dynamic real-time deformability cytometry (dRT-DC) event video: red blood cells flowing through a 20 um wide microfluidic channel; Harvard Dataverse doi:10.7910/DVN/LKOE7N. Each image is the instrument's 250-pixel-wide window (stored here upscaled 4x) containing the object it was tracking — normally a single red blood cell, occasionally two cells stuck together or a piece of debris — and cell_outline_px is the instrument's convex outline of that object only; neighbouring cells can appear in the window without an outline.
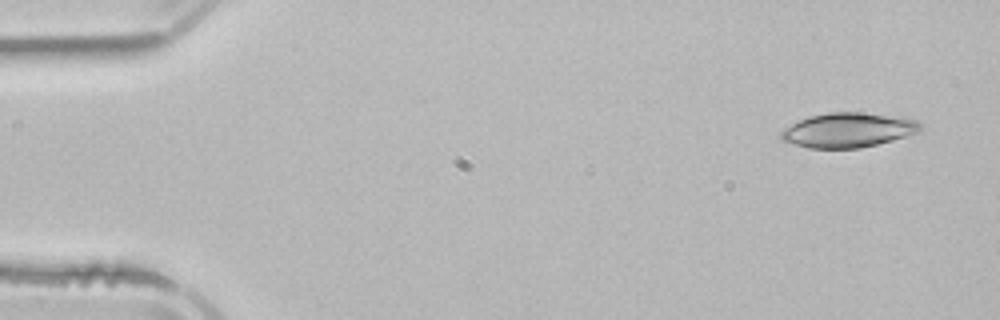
{"species": "common noctule bat (a hibernating species)", "species_latin": "Nyctalus noctula", "temperature_condition": "room temperature", "stored_images_in_passage": 4, "camera_frame_rate_fps": 3000, "um_per_image_px": 0.085, "animal": {"sex": "male", "body_mass_g": 21.5, "forearm_length_mm": 52.0}, "frame": {"image": 1, "passage_image": 1, "time_ms": 0.0, "image_size_px": [1000, 320], "cell_outline_px": [[924, 128], [920, 132], [892, 140], [860, 148], [808, 148], [780, 140], [780, 132], [784, 128], [808, 116], [828, 112], [860, 112], [904, 116], [920, 120], [924, 124]], "centroid_in_image_um": [72.17, 11.04], "position_along_channel_um": 12.8, "area_um2": 28.61}}
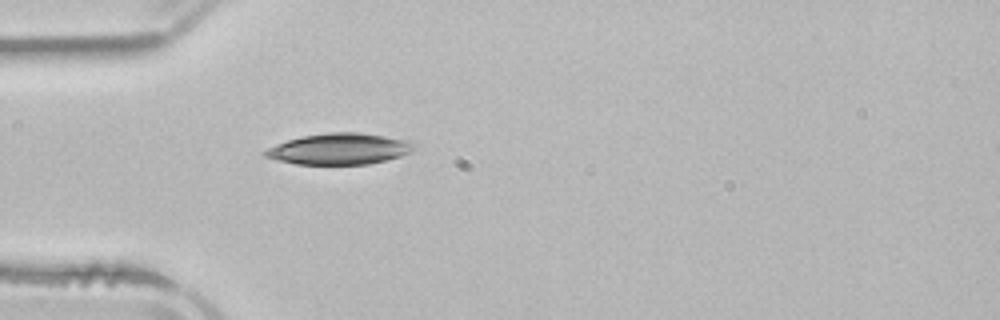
{"frame": {"image": 2, "passage_image": 4, "time_ms": 4.0, "image_size_px": [1000, 320], "cell_outline_px": [[416, 148], [412, 152], [400, 156], [368, 164], [296, 164], [276, 160], [264, 156], [264, 152], [268, 148], [276, 144], [288, 140], [304, 136], [328, 132], [360, 132], [416, 140]], "centroid_in_image_um": [28.94, 12.64], "position_along_channel_um": 56.1, "area_um2": 27.28}}